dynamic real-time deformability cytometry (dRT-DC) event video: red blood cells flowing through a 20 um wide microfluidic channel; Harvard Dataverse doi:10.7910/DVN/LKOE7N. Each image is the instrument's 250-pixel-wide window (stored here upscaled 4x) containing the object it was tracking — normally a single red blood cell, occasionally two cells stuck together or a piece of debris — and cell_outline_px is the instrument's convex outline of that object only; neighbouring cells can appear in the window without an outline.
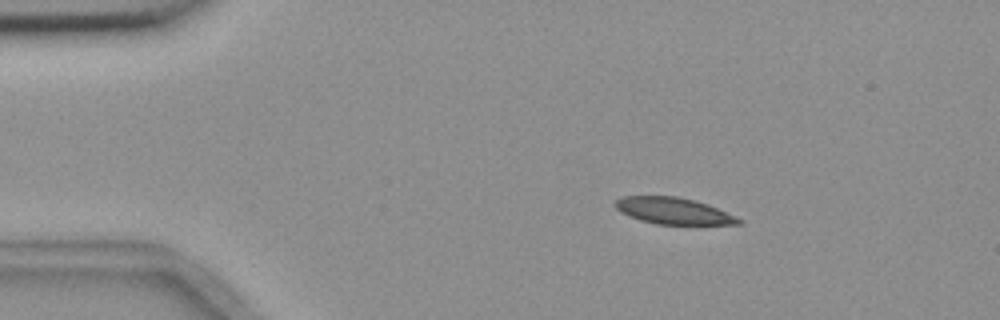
{"species": "common noctule bat (a hibernating species)", "species_latin": "Nyctalus noctula", "temperature_condition": "room temperature", "stored_images_in_passage": 4, "camera_frame_rate_fps": 3000, "um_per_image_px": 0.085, "animal": {"sex": "female", "body_mass_g": 18.4}, "frame": {"image": 1, "passage_image": 2, "time_ms": 1.333, "image_size_px": [1000, 320], "cell_outline_px": [[744, 220], [740, 224], [656, 224], [640, 220], [628, 216], [620, 212], [612, 204], [616, 200], [624, 196], [676, 196], [708, 204], [736, 216]], "centroid_in_image_um": [57.22, 17.92], "position_along_channel_um": 27.8, "area_um2": 19.07}}